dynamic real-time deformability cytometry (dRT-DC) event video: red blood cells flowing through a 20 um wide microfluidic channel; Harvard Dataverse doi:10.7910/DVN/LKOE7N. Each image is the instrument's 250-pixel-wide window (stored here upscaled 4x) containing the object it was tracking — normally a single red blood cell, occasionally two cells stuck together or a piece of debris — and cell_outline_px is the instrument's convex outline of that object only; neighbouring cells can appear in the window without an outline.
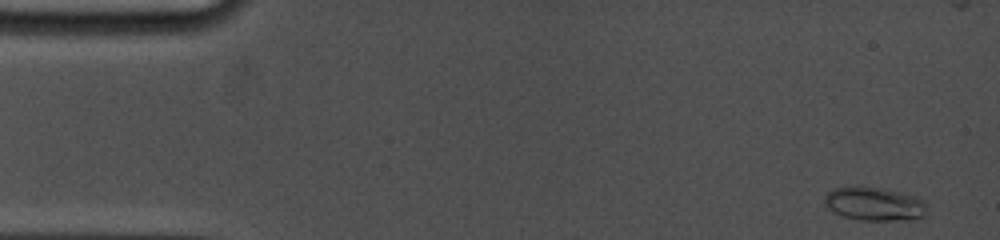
{"species": "common noctule bat (a hibernating species)", "species_latin": "Nyctalus noctula", "temperature_condition": "cold", "stored_images_in_passage": 37, "camera_frame_rate_fps": 5000, "um_per_image_px": 0.085, "animal": {"sex": "female", "body_mass_g": 19.0, "forearm_length_mm": 53.3}, "frame": {"image": 1, "passage_image": 1, "time_ms": 0.0, "image_size_px": [1000, 240], "cell_outline_px": [[924, 216], [916, 220], [860, 220], [844, 216], [828, 208], [824, 204], [824, 196], [828, 192], [836, 188], [880, 188], [912, 196], [924, 200]], "centroid_in_image_um": [74.31, 17.37], "position_along_channel_um": 10.7, "area_um2": 19.36}}
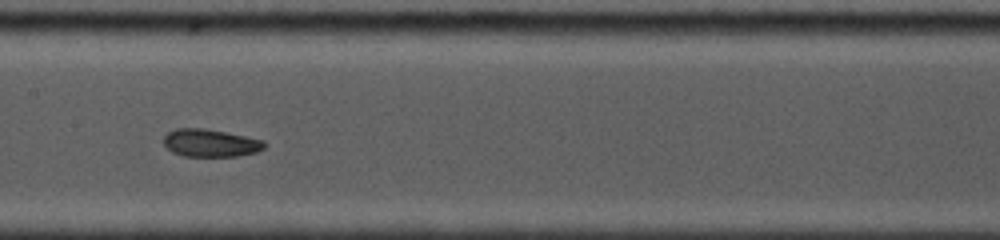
{"frame": {"image": 2, "passage_image": 21, "time_ms": 7.8, "image_size_px": [1000, 240], "cell_outline_px": [[268, 144], [264, 148], [256, 152], [236, 156], [184, 156], [172, 152], [164, 144], [164, 136], [168, 132], [176, 128], [204, 128], [264, 140]], "centroid_in_image_um": [17.89, 12.15], "position_along_channel_um": 189.5, "area_um2": 16.18}}
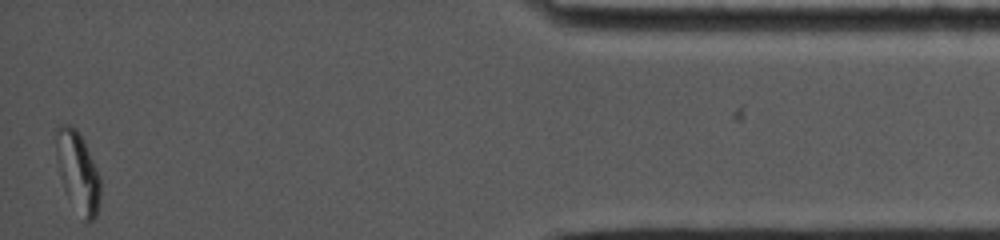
{"frame": {"image": 3, "passage_image": 36, "time_ms": 15.6, "image_size_px": [1000, 240], "cell_outline_px": [[100, 204], [96, 216], [88, 224], [84, 224], [64, 192], [60, 172], [56, 148], [56, 128], [60, 124], [68, 124], [76, 128], [84, 140], [100, 176]], "centroid_in_image_um": [6.64, 14.67], "position_along_channel_um": 428.6, "area_um2": 21.1}, "authors_computed_cell_mechanics": {"area_um2": 17.1666, "velocity_mm_per_s": 3.7742, "shape_relaxation_time_tau1_ms": 8.7146, "shape_relaxation_time_tau2_ms": 4.1232, "deformation_change_tau1": 0.1928, "deformation_change_tau2": 0.0449}}